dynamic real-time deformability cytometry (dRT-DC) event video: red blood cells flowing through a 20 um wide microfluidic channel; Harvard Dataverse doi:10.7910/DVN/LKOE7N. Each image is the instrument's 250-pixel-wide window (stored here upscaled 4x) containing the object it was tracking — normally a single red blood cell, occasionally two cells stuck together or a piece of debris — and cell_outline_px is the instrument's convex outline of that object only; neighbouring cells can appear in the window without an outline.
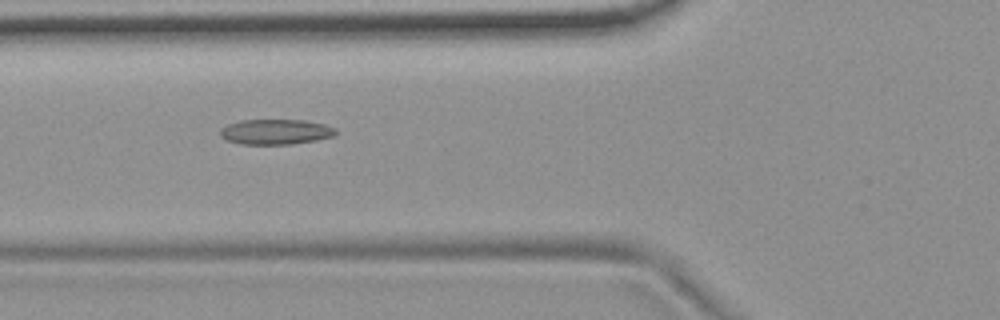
{"species": "common noctule bat (a hibernating species)", "species_latin": "Nyctalus noctula", "temperature_condition": "room temperature", "stored_images_in_passage": 47, "camera_frame_rate_fps": 3000, "um_per_image_px": 0.085, "animal": {"sex": "female", "body_mass_g": 19.9}, "frame": {"image": 1, "passage_image": 13, "time_ms": 4.0, "image_size_px": [1000, 320], "cell_outline_px": [[336, 132], [332, 136], [316, 140], [292, 144], [240, 144], [228, 140], [220, 136], [220, 128], [228, 124], [240, 120], [304, 120], [324, 124], [336, 128]], "centroid_in_image_um": [23.41, 11.2], "position_along_channel_um": 102.4, "area_um2": 16.94}}
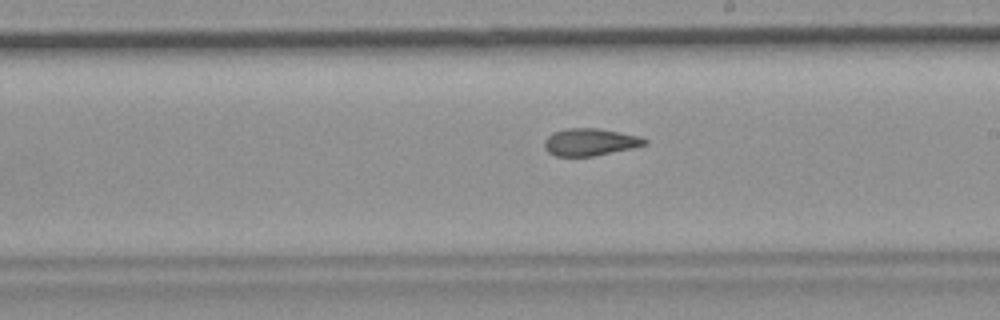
{"frame": {"image": 2, "passage_image": 24, "time_ms": 7.667, "image_size_px": [1000, 320], "cell_outline_px": [[648, 144], [632, 148], [592, 156], [556, 156], [548, 152], [544, 148], [544, 140], [552, 132], [568, 128], [600, 128], [640, 136], [648, 140]], "centroid_in_image_um": [50.15, 12.06], "position_along_channel_um": 238.8, "area_um2": 16.01}}
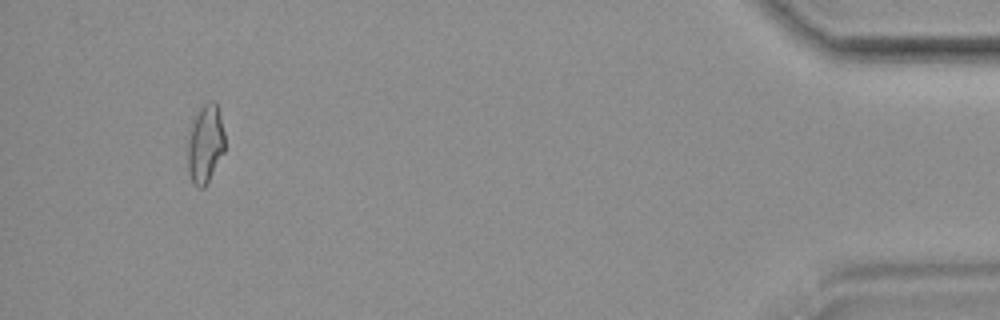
{"frame": {"image": 3, "passage_image": 44, "time_ms": 14.333, "image_size_px": [1000, 320], "cell_outline_px": [[224, 152], [204, 188], [196, 188], [192, 184], [188, 172], [188, 132], [192, 120], [200, 108], [208, 100], [216, 100], [224, 132]], "centroid_in_image_um": [17.43, 12.22], "position_along_channel_um": 417.8, "area_um2": 17.22}, "authors_computed_cell_mechanics": {"area_um2": 16.7042, "velocity_mm_per_s": 3.7229, "shape_relaxation_time_tau1_ms": null, "shape_relaxation_time_tau2_ms": 3.8448, "deformation_change_tau1": null, "deformation_change_tau2": 0.1193}}